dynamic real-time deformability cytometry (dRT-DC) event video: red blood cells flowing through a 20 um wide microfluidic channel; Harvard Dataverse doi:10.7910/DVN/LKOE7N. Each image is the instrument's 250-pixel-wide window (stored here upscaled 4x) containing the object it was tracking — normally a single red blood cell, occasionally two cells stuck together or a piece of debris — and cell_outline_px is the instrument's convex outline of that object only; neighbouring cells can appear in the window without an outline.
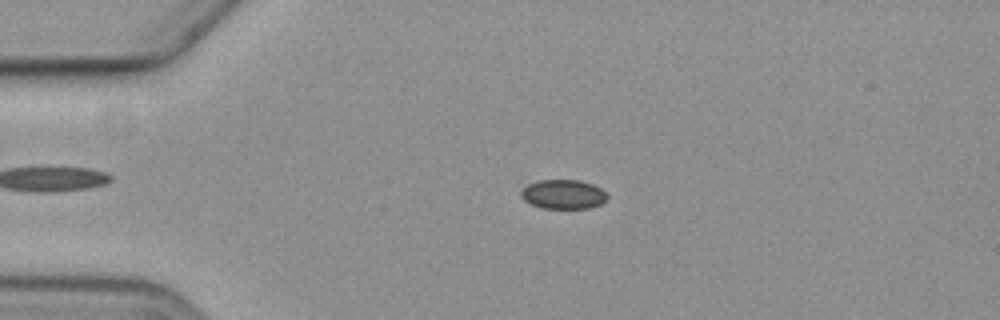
{"species": "common noctule bat (a hibernating species)", "species_latin": "Nyctalus noctula", "temperature_condition": "cold", "stored_images_in_passage": 38, "camera_frame_rate_fps": 3000, "um_per_image_px": 0.085, "animal": {"sex": "female", "body_mass_g": 19.3, "forearm_length_mm": 54.1}, "frame": {"image": 1, "passage_image": 6, "time_ms": 1.667, "image_size_px": [1000, 320], "cell_outline_px": [[608, 196], [600, 204], [588, 208], [544, 208], [532, 204], [524, 200], [520, 196], [520, 192], [528, 184], [536, 180], [580, 180], [592, 184], [600, 188]], "centroid_in_image_um": [47.85, 16.5], "position_along_channel_um": 37.2, "area_um2": 14.57}}
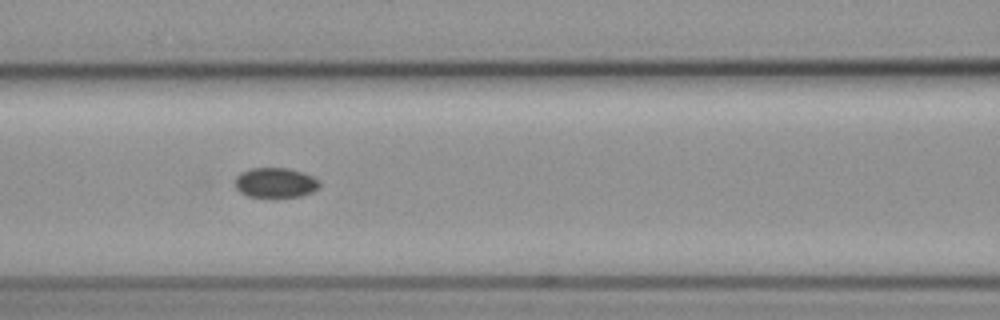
{"frame": {"image": 2, "passage_image": 18, "time_ms": 5.667, "image_size_px": [1000, 320], "cell_outline_px": [[320, 188], [312, 192], [300, 196], [268, 200], [248, 196], [240, 192], [236, 188], [236, 176], [240, 172], [252, 168], [288, 168], [312, 176], [320, 180]], "centroid_in_image_um": [23.41, 15.58], "position_along_channel_um": 143.2, "area_um2": 15.32}}
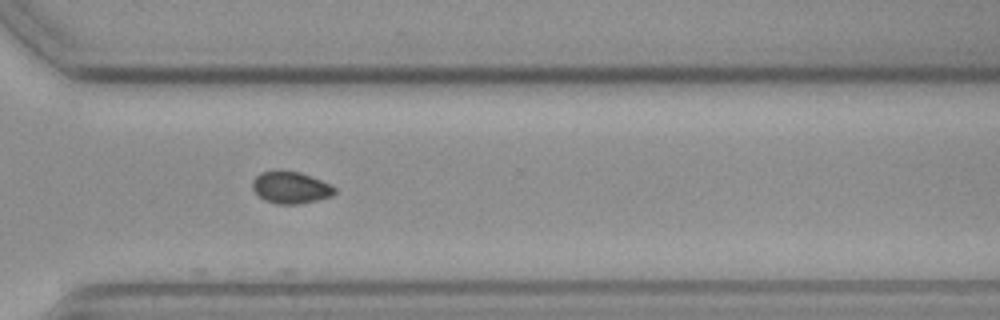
{"frame": {"image": 3, "passage_image": 35, "time_ms": 11.333, "image_size_px": [1000, 320], "cell_outline_px": [[336, 192], [332, 196], [316, 200], [296, 204], [276, 204], [264, 200], [252, 188], [252, 180], [260, 172], [300, 172], [320, 180], [336, 188]], "centroid_in_image_um": [24.7, 15.96], "position_along_channel_um": 345.9, "area_um2": 14.91}, "authors_computed_cell_mechanics": {"area_um2": 15.0569, "velocity_mm_per_s": 3.5857, "shape_relaxation_time_tau1_ms": 6.7508, "shape_relaxation_time_tau2_ms": null, "deformation_change_tau1": 0.0565, "deformation_change_tau2": null}}